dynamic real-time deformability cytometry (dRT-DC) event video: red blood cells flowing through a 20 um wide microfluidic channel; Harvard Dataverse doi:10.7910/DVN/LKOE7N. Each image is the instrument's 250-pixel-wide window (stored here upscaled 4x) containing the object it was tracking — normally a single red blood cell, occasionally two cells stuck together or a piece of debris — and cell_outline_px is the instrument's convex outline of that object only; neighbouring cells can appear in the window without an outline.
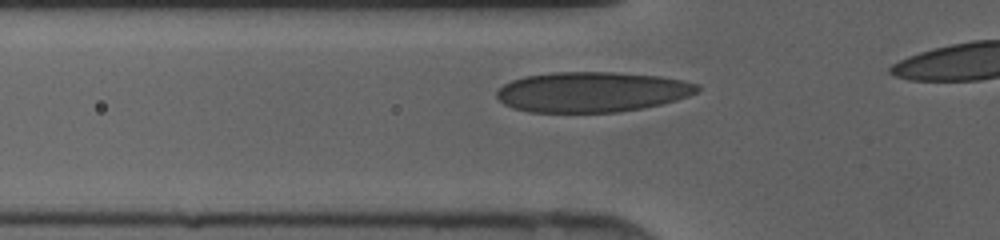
{"species": "human", "species_latin": "Homo sapiens", "temperature_condition": "cold", "stored_images_in_passage": 14, "camera_frame_rate_fps": 3000, "um_per_image_px": 0.085, "donor": {"sex": "female"}, "frame": {"image": 1, "passage_image": 6, "time_ms": 1.667, "image_size_px": [1000, 240], "cell_outline_px": [[700, 88], [696, 92], [688, 96], [676, 100], [644, 108], [616, 112], [528, 112], [512, 108], [504, 104], [496, 96], [496, 92], [504, 84], [512, 80], [524, 76], [552, 72], [612, 72], [660, 76], [700, 84]], "centroid_in_image_um": [50.29, 7.81], "position_along_channel_um": 75.5, "area_um2": 47.11}}
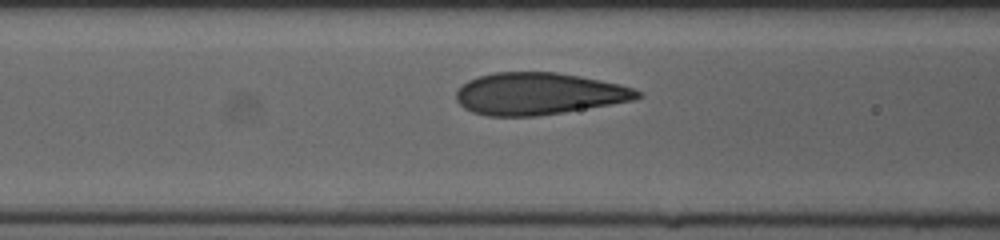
{"frame": {"image": 2, "passage_image": 9, "time_ms": 2.667, "image_size_px": [1000, 240], "cell_outline_px": [[644, 96], [636, 100], [564, 112], [536, 116], [488, 116], [472, 112], [464, 108], [456, 100], [456, 92], [468, 80], [480, 76], [496, 72], [556, 72], [580, 76], [620, 84], [632, 88], [640, 92]], "centroid_in_image_um": [45.8, 7.97], "position_along_channel_um": 120.8, "area_um2": 44.33}}
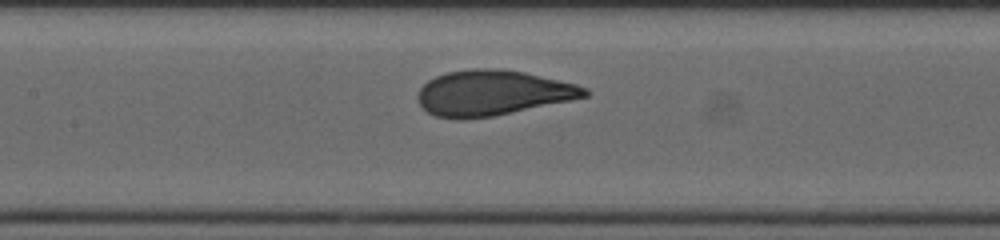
{"frame": {"image": 3, "passage_image": 12, "time_ms": 3.667, "image_size_px": [1000, 240], "cell_outline_px": [[592, 92], [588, 96], [492, 116], [464, 120], [456, 120], [436, 116], [428, 112], [420, 104], [416, 96], [420, 88], [428, 80], [436, 76], [448, 72], [472, 68], [496, 68], [524, 72], [576, 84], [588, 88]], "centroid_in_image_um": [41.84, 7.89], "position_along_channel_um": 165.6, "area_um2": 43.93}}